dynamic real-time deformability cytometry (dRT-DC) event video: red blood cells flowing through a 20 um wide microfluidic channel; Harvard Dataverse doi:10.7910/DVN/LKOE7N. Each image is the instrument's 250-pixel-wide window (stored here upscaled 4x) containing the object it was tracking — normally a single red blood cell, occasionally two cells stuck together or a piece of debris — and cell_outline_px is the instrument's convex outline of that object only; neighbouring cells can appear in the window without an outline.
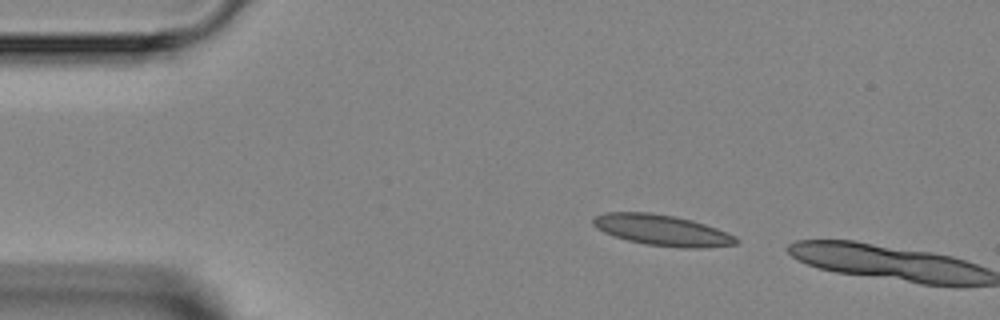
{"species": "Egyptian fruit bat (a non-hibernating species)", "species_latin": "Rousettus aegyptiacus", "temperature_condition": "room temperature", "stored_images_in_passage": 2, "camera_frame_rate_fps": 3000, "um_per_image_px": 0.085, "animal": {"sex": "female"}, "frame": {"image": 1, "passage_image": 1, "time_ms": 0.0, "image_size_px": [1000, 320], "cell_outline_px": [[740, 240], [736, 244], [704, 248], [684, 248], [644, 244], [628, 240], [604, 232], [596, 228], [592, 224], [592, 220], [596, 216], [604, 212], [652, 212], [692, 220], [716, 228], [736, 236]], "centroid_in_image_um": [56.29, 19.57], "position_along_channel_um": 28.7, "area_um2": 25.66}}